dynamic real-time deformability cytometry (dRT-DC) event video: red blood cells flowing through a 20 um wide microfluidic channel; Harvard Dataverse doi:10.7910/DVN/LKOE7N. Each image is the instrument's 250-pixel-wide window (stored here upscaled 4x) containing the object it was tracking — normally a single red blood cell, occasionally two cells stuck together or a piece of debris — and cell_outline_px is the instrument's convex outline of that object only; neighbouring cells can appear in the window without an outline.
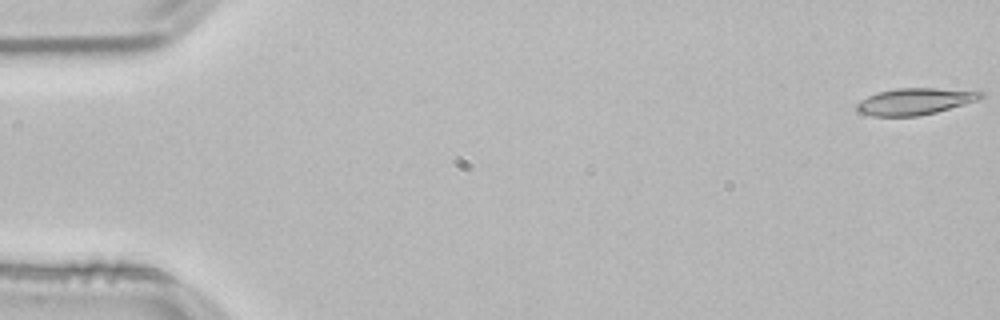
{"species": "common noctule bat (a hibernating species)", "species_latin": "Nyctalus noctula", "temperature_condition": "room temperature", "stored_images_in_passage": 54, "camera_frame_rate_fps": 3000, "um_per_image_px": 0.085, "animal": {"sex": "male", "body_mass_g": 21.5, "forearm_length_mm": 52.0}, "frame": {"image": 1, "passage_image": 1, "time_ms": 0.0, "image_size_px": [1000, 320], "cell_outline_px": [[984, 96], [976, 100], [964, 104], [936, 112], [920, 116], [872, 116], [860, 112], [856, 108], [856, 104], [860, 100], [876, 92], [896, 88], [936, 88], [984, 92]], "centroid_in_image_um": [77.73, 8.62], "position_along_channel_um": 7.3, "area_um2": 19.13}}
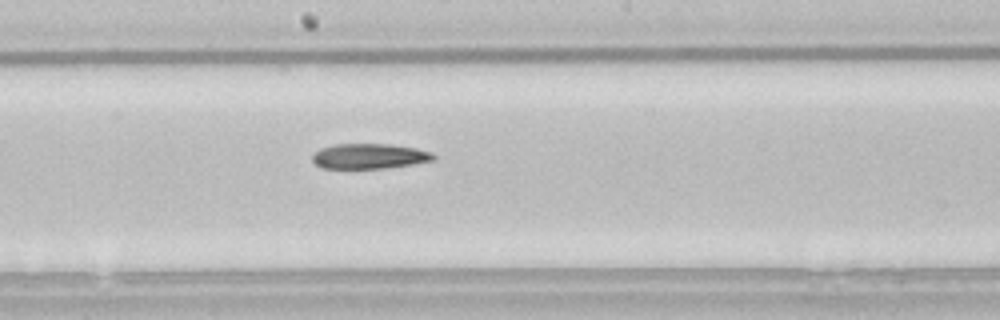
{"frame": {"image": 2, "passage_image": 29, "time_ms": 9.333, "image_size_px": [1000, 320], "cell_outline_px": [[436, 160], [412, 164], [384, 168], [320, 168], [312, 160], [312, 156], [320, 148], [332, 144], [392, 144], [416, 148], [432, 152], [436, 156]], "centroid_in_image_um": [31.41, 13.27], "position_along_channel_um": 216.8, "area_um2": 17.86}}
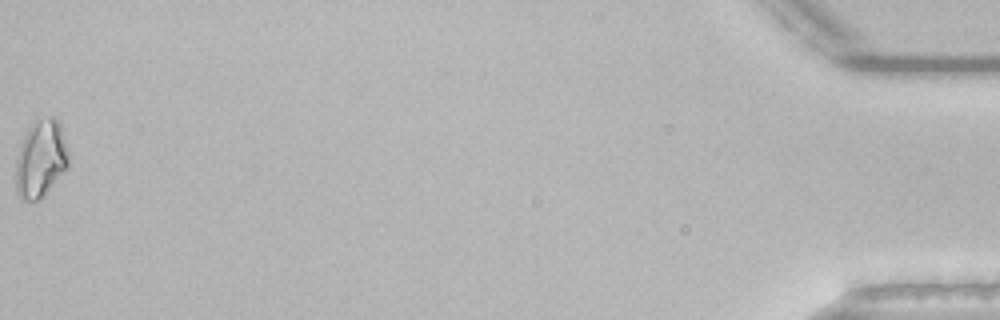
{"frame": {"image": 3, "passage_image": 54, "time_ms": 17.667, "image_size_px": [1000, 320], "cell_outline_px": [[68, 168], [44, 196], [36, 200], [20, 200], [16, 192], [16, 156], [20, 144], [32, 120], [48, 116], [52, 116], [60, 124], [68, 152]], "centroid_in_image_um": [3.45, 13.5], "position_along_channel_um": 431.8, "area_um2": 24.1}}